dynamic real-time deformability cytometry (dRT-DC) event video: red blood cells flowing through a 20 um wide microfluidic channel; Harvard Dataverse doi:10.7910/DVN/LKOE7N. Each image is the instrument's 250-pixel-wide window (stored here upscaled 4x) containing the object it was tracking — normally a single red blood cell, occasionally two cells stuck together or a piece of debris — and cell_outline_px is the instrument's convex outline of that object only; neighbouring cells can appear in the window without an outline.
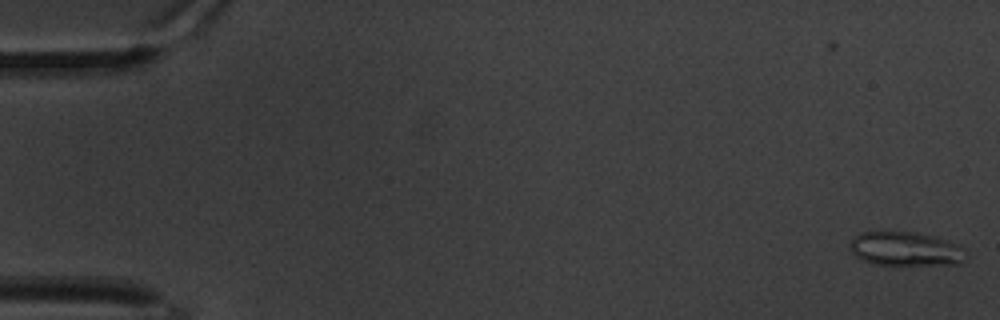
{"species": "common noctule bat (a hibernating species)", "species_latin": "Nyctalus noctula", "temperature_condition": "warm", "stored_images_in_passage": 5, "camera_frame_rate_fps": 3000, "um_per_image_px": 0.085, "animal": {"sex": "male", "body_mass_g": 20.1, "forearm_length_mm": 53.5}, "frame": {"image": 1, "passage_image": 5, "time_ms": 1.333, "image_size_px": [1000, 320], "cell_outline_px": [[968, 256], [960, 264], [872, 264], [856, 256], [848, 248], [848, 244], [852, 236], [860, 232], [916, 232], [936, 236], [956, 244]], "centroid_in_image_um": [76.92, 21.14], "position_along_channel_um": 8.1, "area_um2": 23.0}}